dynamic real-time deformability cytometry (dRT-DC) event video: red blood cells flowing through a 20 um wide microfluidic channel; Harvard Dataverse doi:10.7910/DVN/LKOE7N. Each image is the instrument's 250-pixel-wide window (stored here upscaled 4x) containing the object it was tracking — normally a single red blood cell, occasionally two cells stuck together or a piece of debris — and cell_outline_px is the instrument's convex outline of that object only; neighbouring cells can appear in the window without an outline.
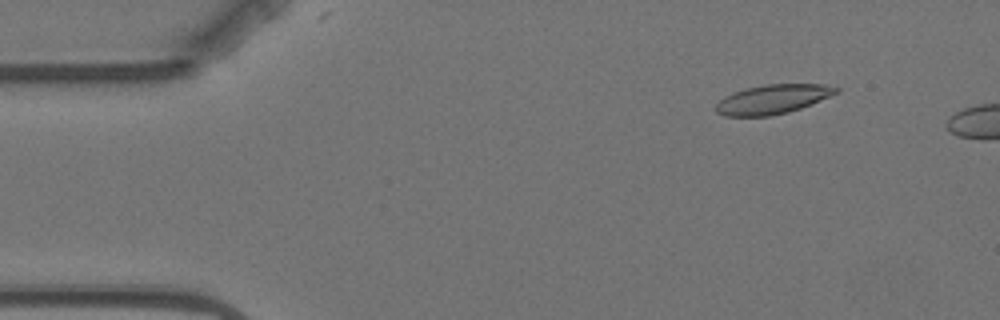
{"species": "Egyptian fruit bat (a non-hibernating species)", "species_latin": "Rousettus aegyptiacus", "temperature_condition": "warm", "stored_images_in_passage": 3, "camera_frame_rate_fps": 3000, "um_per_image_px": 0.085, "animal": {"sex": "female"}, "frame": {"image": 1, "passage_image": 2, "time_ms": 1.0, "image_size_px": [1000, 320], "cell_outline_px": [[840, 92], [800, 108], [788, 112], [772, 116], [724, 116], [716, 112], [716, 104], [724, 96], [732, 92], [764, 84], [824, 84], [840, 88]], "centroid_in_image_um": [65.67, 8.43], "position_along_channel_um": 19.3, "area_um2": 20.52}}